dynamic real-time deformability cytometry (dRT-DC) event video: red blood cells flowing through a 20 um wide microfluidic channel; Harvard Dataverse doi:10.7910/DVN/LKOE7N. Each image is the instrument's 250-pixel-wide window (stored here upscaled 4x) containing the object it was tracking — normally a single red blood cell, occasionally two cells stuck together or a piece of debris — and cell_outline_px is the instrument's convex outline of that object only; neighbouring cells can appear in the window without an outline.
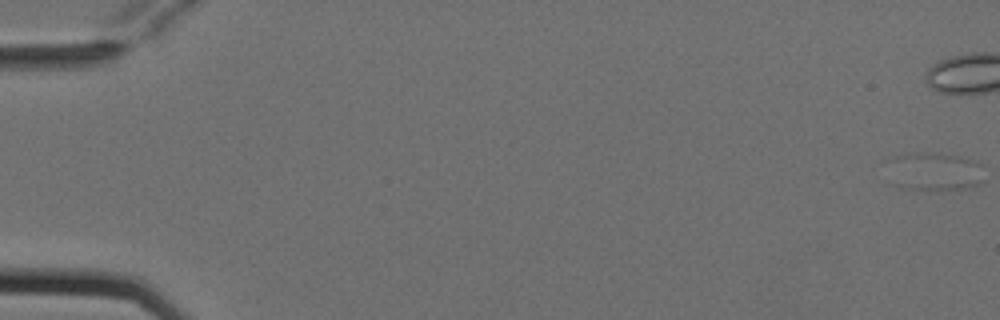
{"species": "Egyptian fruit bat (a non-hibernating species)", "species_latin": "Rousettus aegyptiacus", "temperature_condition": "cold", "stored_images_in_passage": 4, "camera_frame_rate_fps": 3000, "um_per_image_px": 0.085, "animal": {"sex": "female"}, "frame": {"image": 1, "passage_image": 1, "time_ms": 0.0, "image_size_px": [1000, 320], "cell_outline_px": [[984, 180], [980, 184], [960, 188], [900, 188], [888, 184], [896, 156], [908, 152], [936, 152], [976, 160], [984, 164]], "centroid_in_image_um": [79.5, 14.55], "position_along_channel_um": 5.5, "area_um2": 21.39}}